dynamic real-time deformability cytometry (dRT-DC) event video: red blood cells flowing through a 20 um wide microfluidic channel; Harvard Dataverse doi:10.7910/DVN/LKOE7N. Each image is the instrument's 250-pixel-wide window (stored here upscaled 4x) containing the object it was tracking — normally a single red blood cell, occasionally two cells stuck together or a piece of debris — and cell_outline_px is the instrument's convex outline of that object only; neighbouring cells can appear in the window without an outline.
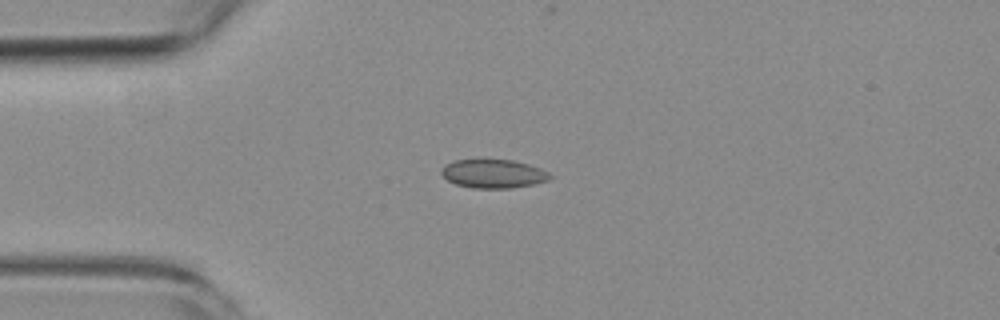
{"species": "common noctule bat (a hibernating species)", "species_latin": "Nyctalus noctula", "temperature_condition": "room temperature", "stored_images_in_passage": 2, "camera_frame_rate_fps": 3000, "um_per_image_px": 0.085, "animal": {"sex": "female", "body_mass_g": 19.3, "forearm_length_mm": 54.1}, "frame": {"image": 1, "passage_image": 1, "time_ms": 0.0, "image_size_px": [1000, 320], "cell_outline_px": [[552, 176], [548, 180], [532, 184], [512, 188], [472, 188], [456, 184], [448, 180], [440, 172], [440, 168], [444, 164], [452, 160], [512, 160], [528, 164], [540, 168], [548, 172]], "centroid_in_image_um": [41.89, 14.76], "position_along_channel_um": 43.1, "area_um2": 18.09}}
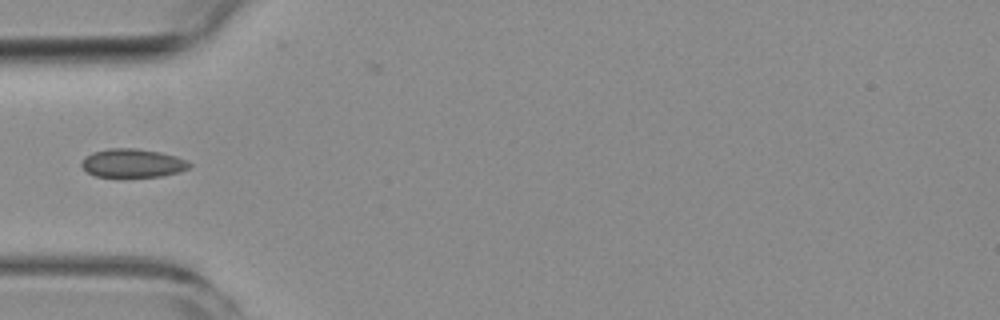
{"frame": {"image": 2, "passage_image": 2, "time_ms": 1.333, "image_size_px": [1000, 320], "cell_outline_px": [[192, 164], [188, 168], [180, 172], [160, 176], [96, 176], [88, 172], [80, 164], [92, 152], [108, 148], [136, 148], [160, 152], [176, 156], [188, 160]], "centroid_in_image_um": [11.32, 13.85], "position_along_channel_um": 73.7, "area_um2": 17.74}}